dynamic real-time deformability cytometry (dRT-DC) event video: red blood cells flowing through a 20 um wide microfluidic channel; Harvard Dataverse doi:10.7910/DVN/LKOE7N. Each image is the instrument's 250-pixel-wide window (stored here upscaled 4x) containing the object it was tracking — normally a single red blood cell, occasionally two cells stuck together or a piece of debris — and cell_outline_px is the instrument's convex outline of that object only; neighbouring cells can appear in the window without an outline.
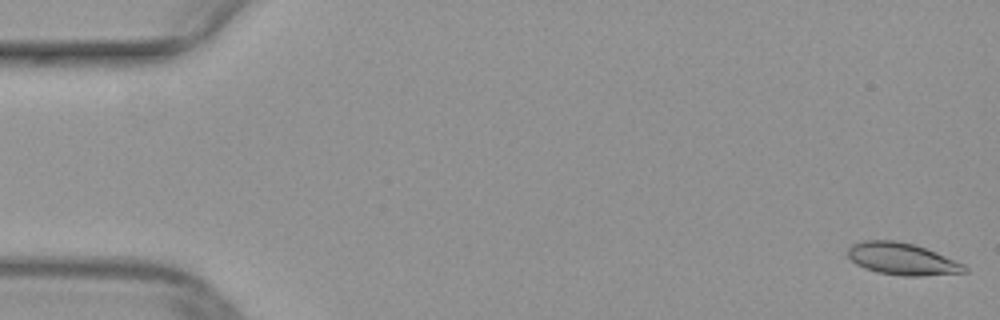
{"species": "common noctule bat (a hibernating species)", "species_latin": "Nyctalus noctula", "temperature_condition": "warm", "stored_images_in_passage": 50, "camera_frame_rate_fps": 3000, "um_per_image_px": 0.085, "animal": {"sex": "female", "body_mass_g": 29.2, "forearm_length_mm": 56.3}, "frame": {"image": 1, "passage_image": 1, "time_ms": 0.0, "image_size_px": [1000, 320], "cell_outline_px": [[968, 272], [920, 276], [900, 276], [876, 272], [864, 268], [856, 264], [848, 256], [848, 248], [852, 244], [860, 240], [896, 240], [916, 244], [936, 252], [964, 264], [968, 268]], "centroid_in_image_um": [76.67, 22.0], "position_along_channel_um": 8.3, "area_um2": 22.02}}
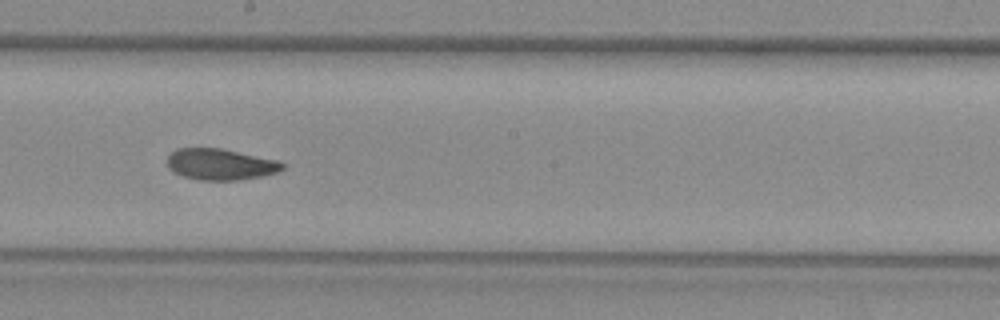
{"frame": {"image": 2, "passage_image": 28, "time_ms": 9.0, "image_size_px": [1000, 320], "cell_outline_px": [[284, 168], [276, 172], [260, 176], [236, 180], [200, 180], [184, 176], [172, 172], [168, 168], [168, 156], [176, 148], [220, 148], [276, 160], [284, 164]], "centroid_in_image_um": [18.69, 13.96], "position_along_channel_um": 229.5, "area_um2": 20.69}}
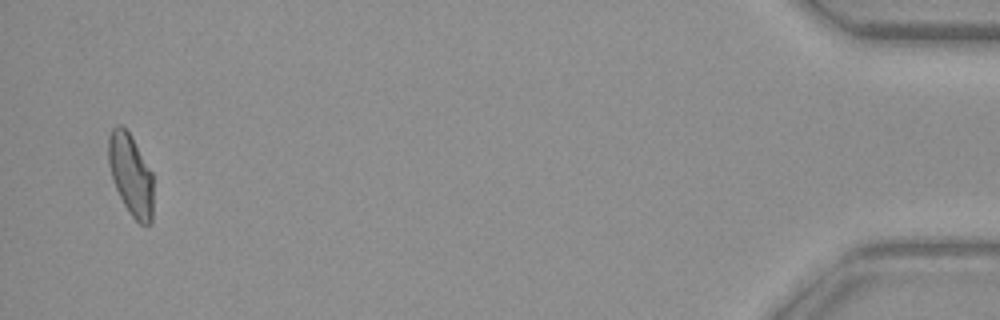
{"frame": {"image": 3, "passage_image": 49, "time_ms": 16.0, "image_size_px": [1000, 320], "cell_outline_px": [[152, 220], [148, 224], [140, 224], [128, 212], [112, 180], [108, 164], [108, 136], [112, 128], [116, 124], [120, 124], [132, 136], [152, 172]], "centroid_in_image_um": [11.09, 14.82], "position_along_channel_um": 424.1, "area_um2": 21.33}}